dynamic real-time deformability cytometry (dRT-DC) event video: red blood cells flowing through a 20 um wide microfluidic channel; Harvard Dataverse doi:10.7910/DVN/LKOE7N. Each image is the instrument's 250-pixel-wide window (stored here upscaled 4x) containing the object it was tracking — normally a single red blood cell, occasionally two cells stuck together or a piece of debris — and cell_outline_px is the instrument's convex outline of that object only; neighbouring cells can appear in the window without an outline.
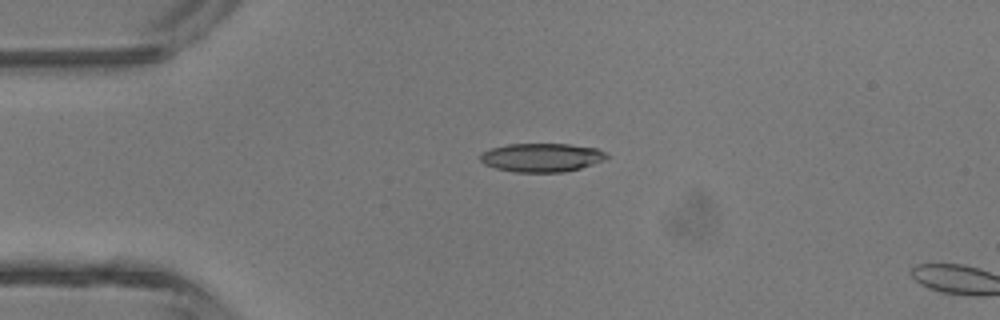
{"species": "common noctule bat (a hibernating species)", "species_latin": "Nyctalus noctula", "temperature_condition": "room temperature", "stored_images_in_passage": 2, "camera_frame_rate_fps": 3000, "um_per_image_px": 0.085, "animal": {"sex": "male", "body_mass_g": 13.3}, "frame": {"image": 1, "passage_image": 1, "time_ms": 0.0, "image_size_px": [1000, 320], "cell_outline_px": [[612, 156], [604, 160], [580, 168], [564, 172], [512, 172], [496, 168], [484, 164], [480, 160], [480, 156], [484, 152], [492, 148], [508, 144], [568, 144], [596, 148], [608, 152]], "centroid_in_image_um": [46.09, 13.39], "position_along_channel_um": 38.9, "area_um2": 21.15}}